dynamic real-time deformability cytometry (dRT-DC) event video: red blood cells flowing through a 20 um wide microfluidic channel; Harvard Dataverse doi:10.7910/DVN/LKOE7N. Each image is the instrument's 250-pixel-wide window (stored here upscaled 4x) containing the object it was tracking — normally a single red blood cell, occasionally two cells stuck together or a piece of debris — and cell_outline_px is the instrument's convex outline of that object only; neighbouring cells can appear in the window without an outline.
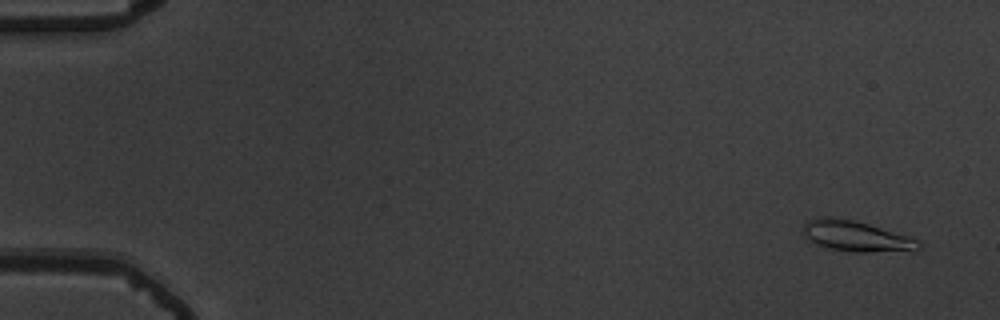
{"species": "common noctule bat (a hibernating species)", "species_latin": "Nyctalus noctula", "temperature_condition": "warm", "stored_images_in_passage": 56, "camera_frame_rate_fps": 3000, "um_per_image_px": 0.085, "animal": {"sex": "male", "body_mass_g": 19.5, "forearm_length_mm": 54.6}, "frame": {"image": 1, "passage_image": 3, "time_ms": 0.667, "image_size_px": [1000, 320], "cell_outline_px": [[920, 248], [868, 252], [856, 252], [832, 248], [816, 244], [804, 236], [804, 224], [808, 220], [824, 216], [832, 216], [852, 220], [868, 224], [908, 236], [916, 240], [920, 244]], "centroid_in_image_um": [72.68, 20.04], "position_along_channel_um": 12.3, "area_um2": 19.88}}
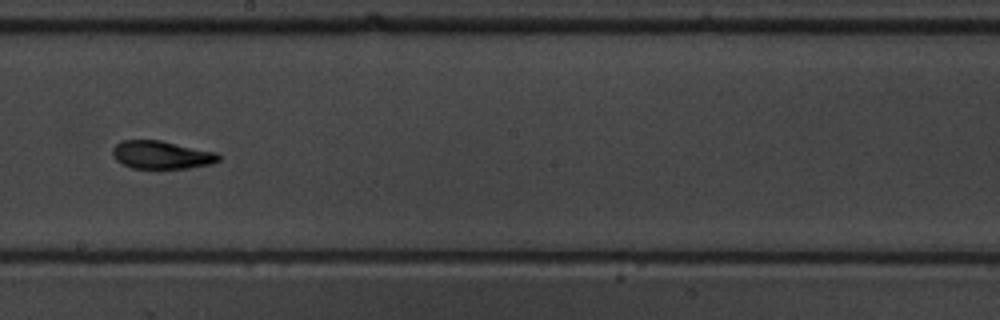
{"frame": {"image": 2, "passage_image": 33, "time_ms": 10.667, "image_size_px": [1000, 320], "cell_outline_px": [[220, 160], [212, 164], [188, 168], [132, 168], [120, 164], [112, 156], [112, 148], [116, 144], [124, 140], [160, 140], [216, 152], [220, 156]], "centroid_in_image_um": [13.71, 13.17], "position_along_channel_um": 234.5, "area_um2": 17.4}}
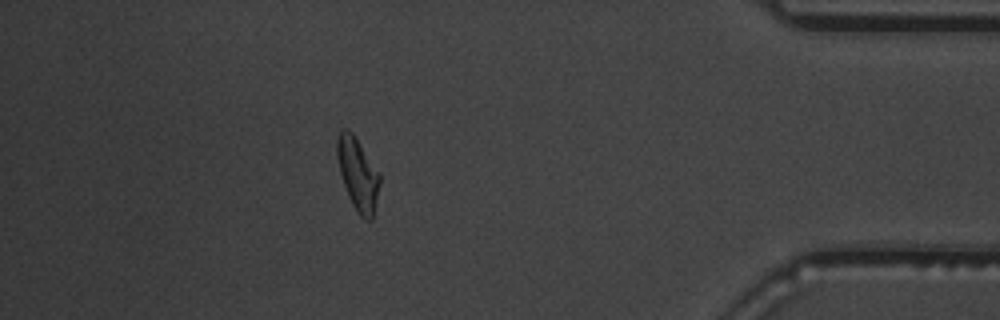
{"frame": {"image": 3, "passage_image": 50, "time_ms": 16.333, "image_size_px": [1000, 320], "cell_outline_px": [[380, 184], [372, 220], [364, 220], [356, 212], [348, 196], [340, 172], [336, 156], [336, 140], [340, 128], [344, 128], [352, 132], [380, 172]], "centroid_in_image_um": [30.41, 14.78], "position_along_channel_um": 404.8, "area_um2": 18.21}, "authors_computed_cell_mechanics": {"area_um2": 17.5423, "velocity_mm_per_s": 3.6881, "shape_relaxation_time_tau1_ms": 4.6432, "shape_relaxation_time_tau2_ms": 2.1759, "deformation_change_tau1": 0.2064, "deformation_change_tau2": 0.0961}}